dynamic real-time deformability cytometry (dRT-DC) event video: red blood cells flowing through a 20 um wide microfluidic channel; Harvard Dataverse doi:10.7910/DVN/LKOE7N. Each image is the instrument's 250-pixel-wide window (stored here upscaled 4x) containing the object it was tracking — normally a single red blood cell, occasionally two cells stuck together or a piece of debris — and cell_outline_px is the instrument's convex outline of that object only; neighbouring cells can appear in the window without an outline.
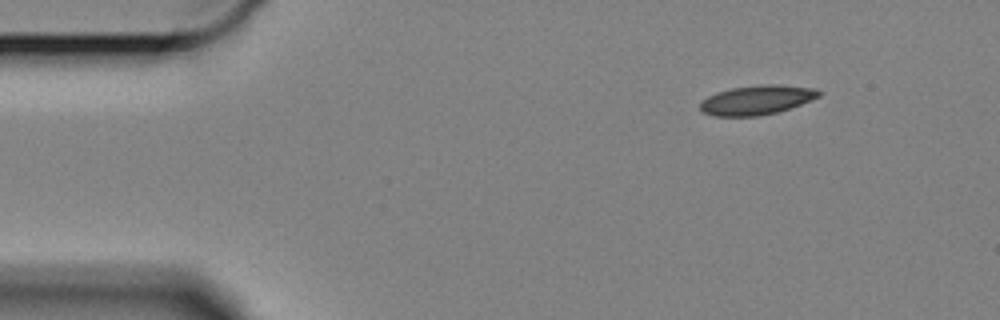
{"species": "Egyptian fruit bat (a non-hibernating species)", "species_latin": "Rousettus aegyptiacus", "temperature_condition": "cold", "stored_images_in_passage": 6, "camera_frame_rate_fps": 3000, "um_per_image_px": 0.085, "animal": {"sex": "female"}, "frame": {"image": 1, "passage_image": 1, "time_ms": 0.0, "image_size_px": [1000, 320], "cell_outline_px": [[824, 92], [820, 96], [800, 104], [776, 112], [756, 116], [712, 116], [704, 112], [700, 108], [700, 100], [716, 92], [732, 88], [760, 84], [776, 84], [816, 88]], "centroid_in_image_um": [64.32, 8.48], "position_along_channel_um": 20.7, "area_um2": 20.35}}